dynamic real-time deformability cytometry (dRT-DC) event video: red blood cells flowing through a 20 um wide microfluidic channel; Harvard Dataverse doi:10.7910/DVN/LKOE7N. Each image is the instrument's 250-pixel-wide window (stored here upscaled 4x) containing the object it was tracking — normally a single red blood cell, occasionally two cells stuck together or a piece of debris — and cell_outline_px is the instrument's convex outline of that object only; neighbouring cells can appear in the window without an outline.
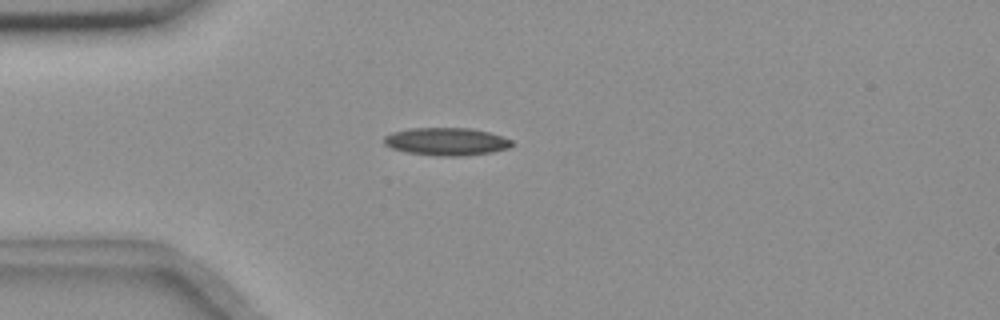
{"species": "common noctule bat (a hibernating species)", "species_latin": "Nyctalus noctula", "temperature_condition": "room temperature", "stored_images_in_passage": 5, "camera_frame_rate_fps": 3000, "um_per_image_px": 0.085, "animal": {"sex": "female", "body_mass_g": 18.4}, "frame": {"image": 1, "passage_image": 5, "time_ms": 4.667, "image_size_px": [1000, 320], "cell_outline_px": [[512, 144], [508, 148], [492, 152], [464, 156], [440, 156], [404, 152], [392, 148], [384, 144], [384, 136], [392, 132], [408, 128], [472, 128], [488, 132], [512, 140]], "centroid_in_image_um": [37.91, 12.03], "position_along_channel_um": 47.1, "area_um2": 20.69}}